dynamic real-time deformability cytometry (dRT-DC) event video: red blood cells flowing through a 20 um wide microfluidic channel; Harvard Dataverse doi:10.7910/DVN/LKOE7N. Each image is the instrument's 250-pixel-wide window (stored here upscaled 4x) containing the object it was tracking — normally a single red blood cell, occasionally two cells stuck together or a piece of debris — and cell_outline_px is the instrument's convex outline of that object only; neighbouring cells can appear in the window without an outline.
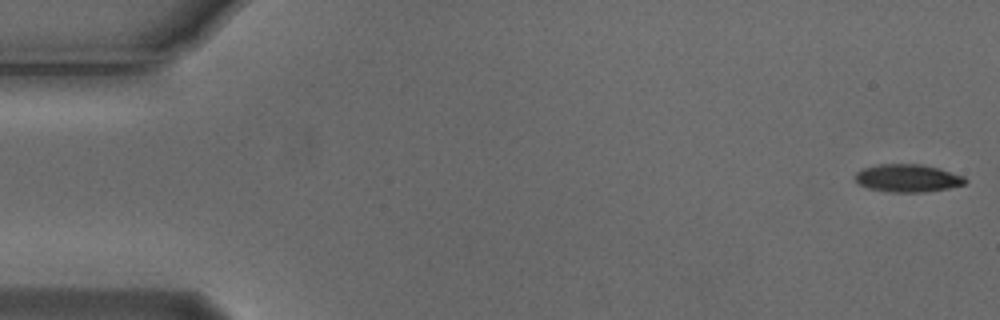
{"species": "Egyptian fruit bat (a non-hibernating species)", "species_latin": "Rousettus aegyptiacus", "temperature_condition": "cold", "stored_images_in_passage": 54, "camera_frame_rate_fps": 3000, "um_per_image_px": 0.085, "animal": {"sex": "male"}, "frame": {"image": 1, "passage_image": 1, "time_ms": 0.0, "image_size_px": [1000, 320], "cell_outline_px": [[968, 180], [964, 184], [948, 188], [920, 192], [892, 192], [868, 188], [860, 184], [856, 180], [856, 172], [864, 168], [880, 164], [920, 164], [936, 168], [964, 176]], "centroid_in_image_um": [77.15, 15.14], "position_along_channel_um": 7.9, "area_um2": 17.46}}
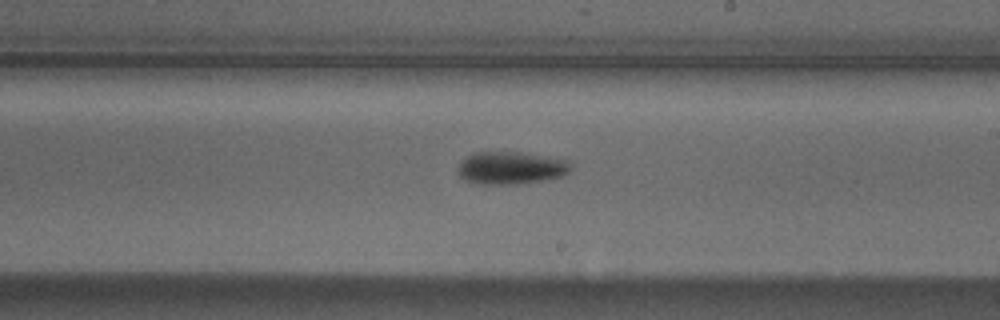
{"frame": {"image": 2, "passage_image": 31, "time_ms": 10.0, "image_size_px": [1000, 320], "cell_outline_px": [[572, 168], [564, 176], [520, 184], [484, 184], [464, 180], [460, 176], [456, 168], [460, 160], [476, 152], [520, 152], [568, 160], [572, 164]], "centroid_in_image_um": [43.42, 14.27], "position_along_channel_um": 245.6, "area_um2": 21.56}}
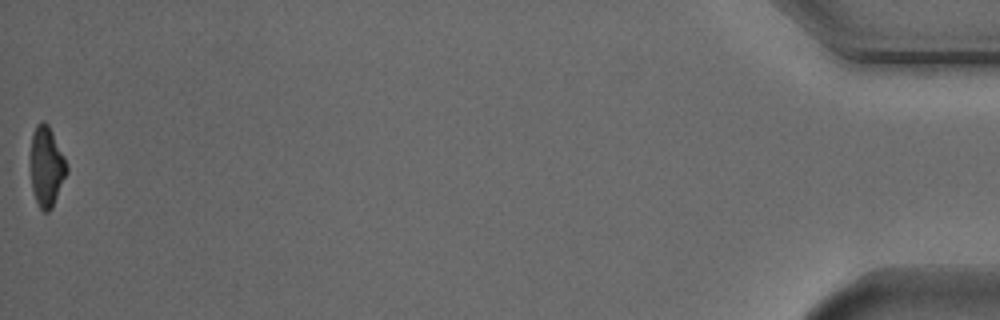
{"frame": {"image": 3, "passage_image": 54, "time_ms": 17.667, "image_size_px": [1000, 320], "cell_outline_px": [[68, 172], [52, 208], [48, 212], [44, 212], [40, 208], [36, 200], [32, 188], [32, 132], [36, 124], [40, 120], [44, 120], [48, 124], [64, 156], [68, 168]], "centroid_in_image_um": [3.98, 14.14], "position_along_channel_um": 431.2, "area_um2": 16.65}, "authors_computed_cell_mechanics": {"area_um2": 19.0162, "velocity_mm_per_s": 3.7755, "shape_relaxation_time_tau1_ms": 2.9246, "shape_relaxation_time_tau2_ms": null, "deformation_change_tau1": 0.1213, "deformation_change_tau2": null}}